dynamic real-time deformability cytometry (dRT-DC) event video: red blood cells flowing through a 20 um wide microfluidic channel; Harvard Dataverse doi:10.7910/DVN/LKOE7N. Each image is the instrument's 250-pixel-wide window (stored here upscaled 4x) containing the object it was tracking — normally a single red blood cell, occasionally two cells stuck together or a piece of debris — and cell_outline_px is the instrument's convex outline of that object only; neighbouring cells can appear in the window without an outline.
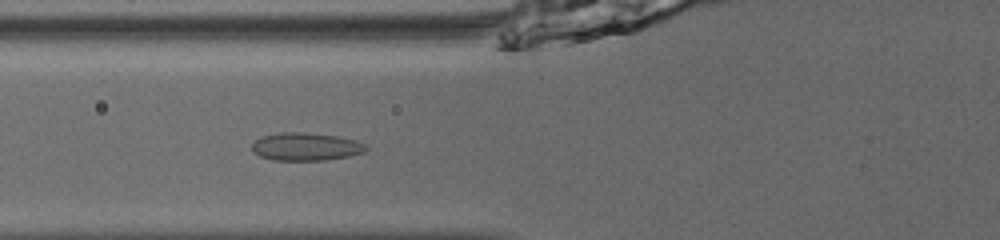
{"species": "common noctule bat (a hibernating species)", "species_latin": "Nyctalus noctula", "temperature_condition": "room temperature", "stored_images_in_passage": 35, "camera_frame_rate_fps": 3000, "um_per_image_px": 0.085, "animal": {"sex": "male", "body_mass_g": 13.0, "forearm_length_mm": 53.1}, "frame": {"image": 1, "passage_image": 4, "time_ms": 1.0, "image_size_px": [1000, 240], "cell_outline_px": [[368, 148], [364, 152], [348, 156], [324, 160], [272, 160], [260, 156], [252, 152], [252, 144], [260, 136], [280, 132], [300, 132], [336, 136], [356, 140], [364, 144]], "centroid_in_image_um": [25.96, 12.46], "position_along_channel_um": 99.8, "area_um2": 18.5}}
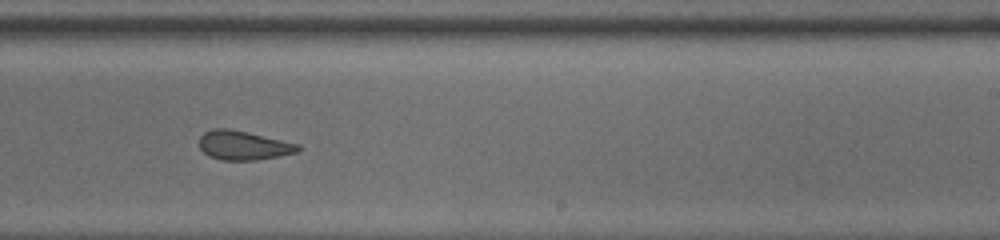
{"frame": {"image": 2, "passage_image": 17, "time_ms": 5.333, "image_size_px": [1000, 240], "cell_outline_px": [[304, 148], [300, 152], [256, 160], [224, 160], [208, 156], [200, 148], [200, 136], [204, 132], [212, 128], [228, 128], [248, 132], [300, 144]], "centroid_in_image_um": [20.73, 12.35], "position_along_channel_um": 268.3, "area_um2": 16.94}}
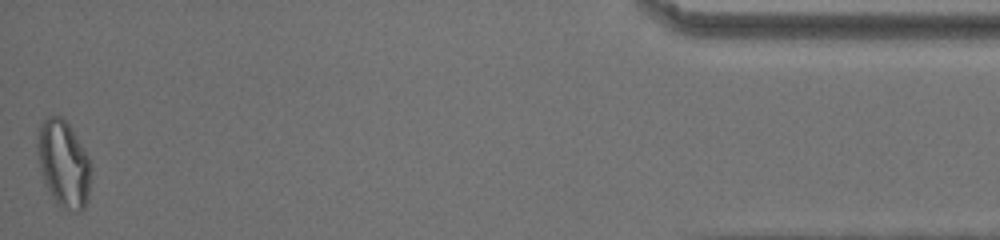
{"frame": {"image": 3, "passage_image": 35, "time_ms": 11.333, "image_size_px": [1000, 240], "cell_outline_px": [[92, 172], [88, 200], [84, 208], [80, 212], [76, 212], [60, 208], [56, 204], [44, 180], [40, 168], [36, 152], [36, 136], [40, 120], [48, 116], [60, 116], [68, 124], [88, 156], [92, 168]], "centroid_in_image_um": [5.39, 13.93], "position_along_channel_um": 429.8, "area_um2": 27.57}, "authors_computed_cell_mechanics": {"area_um2": 17.8024, "velocity_mm_per_s": 3.8729, "shape_relaxation_time_tau1_ms": null, "shape_relaxation_time_tau2_ms": 2.8209, "deformation_change_tau1": null, "deformation_change_tau2": 0.0563}}